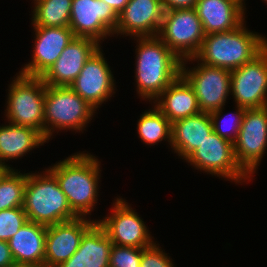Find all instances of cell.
Masks as SVG:
<instances>
[{"mask_svg":"<svg viewBox=\"0 0 267 267\" xmlns=\"http://www.w3.org/2000/svg\"><path fill=\"white\" fill-rule=\"evenodd\" d=\"M100 160L90 153L76 152L47 169L56 177L71 210L78 217L92 215L99 196Z\"/></svg>","mask_w":267,"mask_h":267,"instance_id":"1","label":"cell"},{"mask_svg":"<svg viewBox=\"0 0 267 267\" xmlns=\"http://www.w3.org/2000/svg\"><path fill=\"white\" fill-rule=\"evenodd\" d=\"M135 82L142 100L153 102L180 74L181 59L158 37H136Z\"/></svg>","mask_w":267,"mask_h":267,"instance_id":"2","label":"cell"},{"mask_svg":"<svg viewBox=\"0 0 267 267\" xmlns=\"http://www.w3.org/2000/svg\"><path fill=\"white\" fill-rule=\"evenodd\" d=\"M245 23L227 32L205 35L194 57L205 65L230 71L253 60L267 47V38L248 30Z\"/></svg>","mask_w":267,"mask_h":267,"instance_id":"3","label":"cell"},{"mask_svg":"<svg viewBox=\"0 0 267 267\" xmlns=\"http://www.w3.org/2000/svg\"><path fill=\"white\" fill-rule=\"evenodd\" d=\"M23 210L28 221L45 226L78 218L71 210L56 177L47 169L27 173Z\"/></svg>","mask_w":267,"mask_h":267,"instance_id":"4","label":"cell"},{"mask_svg":"<svg viewBox=\"0 0 267 267\" xmlns=\"http://www.w3.org/2000/svg\"><path fill=\"white\" fill-rule=\"evenodd\" d=\"M70 86H46L44 100V137L71 130L83 133L97 112ZM79 131V132H78Z\"/></svg>","mask_w":267,"mask_h":267,"instance_id":"5","label":"cell"},{"mask_svg":"<svg viewBox=\"0 0 267 267\" xmlns=\"http://www.w3.org/2000/svg\"><path fill=\"white\" fill-rule=\"evenodd\" d=\"M17 75V76H16ZM8 87L5 117L10 124L31 127L44 136L46 85L40 77L16 74Z\"/></svg>","mask_w":267,"mask_h":267,"instance_id":"6","label":"cell"},{"mask_svg":"<svg viewBox=\"0 0 267 267\" xmlns=\"http://www.w3.org/2000/svg\"><path fill=\"white\" fill-rule=\"evenodd\" d=\"M205 35L195 8L164 10L158 37L181 60L199 52Z\"/></svg>","mask_w":267,"mask_h":267,"instance_id":"7","label":"cell"},{"mask_svg":"<svg viewBox=\"0 0 267 267\" xmlns=\"http://www.w3.org/2000/svg\"><path fill=\"white\" fill-rule=\"evenodd\" d=\"M197 62L189 67L187 63ZM187 62V63H186ZM181 75L194 89L201 112L211 113L225 106L231 95V71L200 63L195 57L181 61Z\"/></svg>","mask_w":267,"mask_h":267,"instance_id":"8","label":"cell"},{"mask_svg":"<svg viewBox=\"0 0 267 267\" xmlns=\"http://www.w3.org/2000/svg\"><path fill=\"white\" fill-rule=\"evenodd\" d=\"M185 160L197 170L212 176L217 175L235 184L243 185V182L252 180L237 163L233 143L221 138L214 131Z\"/></svg>","mask_w":267,"mask_h":267,"instance_id":"9","label":"cell"},{"mask_svg":"<svg viewBox=\"0 0 267 267\" xmlns=\"http://www.w3.org/2000/svg\"><path fill=\"white\" fill-rule=\"evenodd\" d=\"M233 145L237 163L253 179L267 148V106L245 109Z\"/></svg>","mask_w":267,"mask_h":267,"instance_id":"10","label":"cell"},{"mask_svg":"<svg viewBox=\"0 0 267 267\" xmlns=\"http://www.w3.org/2000/svg\"><path fill=\"white\" fill-rule=\"evenodd\" d=\"M119 197V198H118ZM114 199L112 210L104 219L97 222L104 228L113 244L135 248H146L155 241L146 222L139 217L127 200L118 196Z\"/></svg>","mask_w":267,"mask_h":267,"instance_id":"11","label":"cell"},{"mask_svg":"<svg viewBox=\"0 0 267 267\" xmlns=\"http://www.w3.org/2000/svg\"><path fill=\"white\" fill-rule=\"evenodd\" d=\"M118 15L102 0H72L69 28L75 37H86L99 44L114 36Z\"/></svg>","mask_w":267,"mask_h":267,"instance_id":"12","label":"cell"},{"mask_svg":"<svg viewBox=\"0 0 267 267\" xmlns=\"http://www.w3.org/2000/svg\"><path fill=\"white\" fill-rule=\"evenodd\" d=\"M231 95L235 104L245 109L267 106V47L231 71Z\"/></svg>","mask_w":267,"mask_h":267,"instance_id":"13","label":"cell"},{"mask_svg":"<svg viewBox=\"0 0 267 267\" xmlns=\"http://www.w3.org/2000/svg\"><path fill=\"white\" fill-rule=\"evenodd\" d=\"M101 47L84 64L70 87L96 111L117 90L116 80ZM100 105V106H99Z\"/></svg>","mask_w":267,"mask_h":267,"instance_id":"14","label":"cell"},{"mask_svg":"<svg viewBox=\"0 0 267 267\" xmlns=\"http://www.w3.org/2000/svg\"><path fill=\"white\" fill-rule=\"evenodd\" d=\"M33 30L35 34L32 60L18 73L29 77H41L75 36L69 27L33 26Z\"/></svg>","mask_w":267,"mask_h":267,"instance_id":"15","label":"cell"},{"mask_svg":"<svg viewBox=\"0 0 267 267\" xmlns=\"http://www.w3.org/2000/svg\"><path fill=\"white\" fill-rule=\"evenodd\" d=\"M163 14L161 0H129L124 10L118 14L114 37L118 35L131 38L158 36Z\"/></svg>","mask_w":267,"mask_h":267,"instance_id":"16","label":"cell"},{"mask_svg":"<svg viewBox=\"0 0 267 267\" xmlns=\"http://www.w3.org/2000/svg\"><path fill=\"white\" fill-rule=\"evenodd\" d=\"M100 47L101 44L91 38L74 37L40 78L46 86H70Z\"/></svg>","mask_w":267,"mask_h":267,"instance_id":"17","label":"cell"},{"mask_svg":"<svg viewBox=\"0 0 267 267\" xmlns=\"http://www.w3.org/2000/svg\"><path fill=\"white\" fill-rule=\"evenodd\" d=\"M96 221L90 217H78L47 226L44 265L57 267L68 260L80 246L84 233Z\"/></svg>","mask_w":267,"mask_h":267,"instance_id":"18","label":"cell"},{"mask_svg":"<svg viewBox=\"0 0 267 267\" xmlns=\"http://www.w3.org/2000/svg\"><path fill=\"white\" fill-rule=\"evenodd\" d=\"M195 10L206 35L233 30L246 18V8L236 0H197Z\"/></svg>","mask_w":267,"mask_h":267,"instance_id":"19","label":"cell"},{"mask_svg":"<svg viewBox=\"0 0 267 267\" xmlns=\"http://www.w3.org/2000/svg\"><path fill=\"white\" fill-rule=\"evenodd\" d=\"M112 241L96 221L83 235L77 251L57 267H109Z\"/></svg>","mask_w":267,"mask_h":267,"instance_id":"20","label":"cell"},{"mask_svg":"<svg viewBox=\"0 0 267 267\" xmlns=\"http://www.w3.org/2000/svg\"><path fill=\"white\" fill-rule=\"evenodd\" d=\"M213 132L209 113L200 112L172 123L171 148L184 160Z\"/></svg>","mask_w":267,"mask_h":267,"instance_id":"21","label":"cell"},{"mask_svg":"<svg viewBox=\"0 0 267 267\" xmlns=\"http://www.w3.org/2000/svg\"><path fill=\"white\" fill-rule=\"evenodd\" d=\"M152 103L171 123L201 112L194 89L181 74Z\"/></svg>","mask_w":267,"mask_h":267,"instance_id":"22","label":"cell"},{"mask_svg":"<svg viewBox=\"0 0 267 267\" xmlns=\"http://www.w3.org/2000/svg\"><path fill=\"white\" fill-rule=\"evenodd\" d=\"M48 143L37 130L20 125L6 124L0 126V166L3 169H14L7 164L8 160H17L35 148Z\"/></svg>","mask_w":267,"mask_h":267,"instance_id":"23","label":"cell"},{"mask_svg":"<svg viewBox=\"0 0 267 267\" xmlns=\"http://www.w3.org/2000/svg\"><path fill=\"white\" fill-rule=\"evenodd\" d=\"M47 226L27 221L9 240L15 264L43 265Z\"/></svg>","mask_w":267,"mask_h":267,"instance_id":"24","label":"cell"},{"mask_svg":"<svg viewBox=\"0 0 267 267\" xmlns=\"http://www.w3.org/2000/svg\"><path fill=\"white\" fill-rule=\"evenodd\" d=\"M153 108L142 112L137 121L138 137L146 145H157L163 140L171 146L172 123L153 104Z\"/></svg>","mask_w":267,"mask_h":267,"instance_id":"25","label":"cell"},{"mask_svg":"<svg viewBox=\"0 0 267 267\" xmlns=\"http://www.w3.org/2000/svg\"><path fill=\"white\" fill-rule=\"evenodd\" d=\"M32 26L69 27L72 0H33Z\"/></svg>","mask_w":267,"mask_h":267,"instance_id":"26","label":"cell"},{"mask_svg":"<svg viewBox=\"0 0 267 267\" xmlns=\"http://www.w3.org/2000/svg\"><path fill=\"white\" fill-rule=\"evenodd\" d=\"M18 169H4L0 174V211L22 207L27 173Z\"/></svg>","mask_w":267,"mask_h":267,"instance_id":"27","label":"cell"},{"mask_svg":"<svg viewBox=\"0 0 267 267\" xmlns=\"http://www.w3.org/2000/svg\"><path fill=\"white\" fill-rule=\"evenodd\" d=\"M235 108L237 109L236 112L227 113L226 115L222 114L223 109H225L224 107L209 113L212 120L213 131L221 138L232 143H234L237 138L245 113V108L238 105H236Z\"/></svg>","mask_w":267,"mask_h":267,"instance_id":"28","label":"cell"},{"mask_svg":"<svg viewBox=\"0 0 267 267\" xmlns=\"http://www.w3.org/2000/svg\"><path fill=\"white\" fill-rule=\"evenodd\" d=\"M28 221L23 207L9 208L0 211V240H8Z\"/></svg>","mask_w":267,"mask_h":267,"instance_id":"29","label":"cell"},{"mask_svg":"<svg viewBox=\"0 0 267 267\" xmlns=\"http://www.w3.org/2000/svg\"><path fill=\"white\" fill-rule=\"evenodd\" d=\"M143 249L113 244L109 267H140Z\"/></svg>","mask_w":267,"mask_h":267,"instance_id":"30","label":"cell"},{"mask_svg":"<svg viewBox=\"0 0 267 267\" xmlns=\"http://www.w3.org/2000/svg\"><path fill=\"white\" fill-rule=\"evenodd\" d=\"M159 245L155 241L151 246L143 249L140 267H175L173 259L163 252Z\"/></svg>","mask_w":267,"mask_h":267,"instance_id":"31","label":"cell"},{"mask_svg":"<svg viewBox=\"0 0 267 267\" xmlns=\"http://www.w3.org/2000/svg\"><path fill=\"white\" fill-rule=\"evenodd\" d=\"M15 265L9 244L0 240V267H13Z\"/></svg>","mask_w":267,"mask_h":267,"instance_id":"32","label":"cell"},{"mask_svg":"<svg viewBox=\"0 0 267 267\" xmlns=\"http://www.w3.org/2000/svg\"><path fill=\"white\" fill-rule=\"evenodd\" d=\"M164 10L195 8L197 0H161Z\"/></svg>","mask_w":267,"mask_h":267,"instance_id":"33","label":"cell"},{"mask_svg":"<svg viewBox=\"0 0 267 267\" xmlns=\"http://www.w3.org/2000/svg\"><path fill=\"white\" fill-rule=\"evenodd\" d=\"M102 1L110 5V7L114 10V12L117 15L124 10L126 4L129 2V0H102Z\"/></svg>","mask_w":267,"mask_h":267,"instance_id":"34","label":"cell"},{"mask_svg":"<svg viewBox=\"0 0 267 267\" xmlns=\"http://www.w3.org/2000/svg\"><path fill=\"white\" fill-rule=\"evenodd\" d=\"M13 267H46L43 265L15 264Z\"/></svg>","mask_w":267,"mask_h":267,"instance_id":"35","label":"cell"},{"mask_svg":"<svg viewBox=\"0 0 267 267\" xmlns=\"http://www.w3.org/2000/svg\"><path fill=\"white\" fill-rule=\"evenodd\" d=\"M236 1L239 2L243 7L246 8L245 0H236Z\"/></svg>","mask_w":267,"mask_h":267,"instance_id":"36","label":"cell"},{"mask_svg":"<svg viewBox=\"0 0 267 267\" xmlns=\"http://www.w3.org/2000/svg\"><path fill=\"white\" fill-rule=\"evenodd\" d=\"M4 169L0 166V174H1V172L3 171Z\"/></svg>","mask_w":267,"mask_h":267,"instance_id":"37","label":"cell"}]
</instances>
